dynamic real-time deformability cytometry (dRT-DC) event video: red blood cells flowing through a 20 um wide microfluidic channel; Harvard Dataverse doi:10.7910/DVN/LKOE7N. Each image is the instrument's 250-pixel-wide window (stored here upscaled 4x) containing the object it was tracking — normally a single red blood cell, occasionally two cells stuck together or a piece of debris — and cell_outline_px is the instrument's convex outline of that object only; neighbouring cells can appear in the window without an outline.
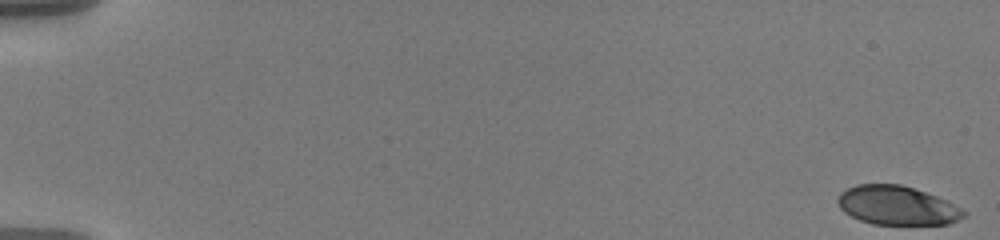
{"species": "human", "species_latin": "Homo sapiens", "temperature_condition": "warm", "stored_images_in_passage": 58, "camera_frame_rate_fps": 3000, "um_per_image_px": 0.085, "donor": {"sex": "male"}, "frame": {"image": 1, "passage_image": 1, "time_ms": 0.0, "image_size_px": [1000, 240], "cell_outline_px": [[968, 212], [964, 216], [948, 224], [872, 224], [860, 220], [844, 212], [840, 208], [836, 200], [840, 192], [856, 184], [900, 184], [936, 196]], "centroid_in_image_um": [76.2, 17.46], "position_along_channel_um": 8.8, "area_um2": 28.32}}
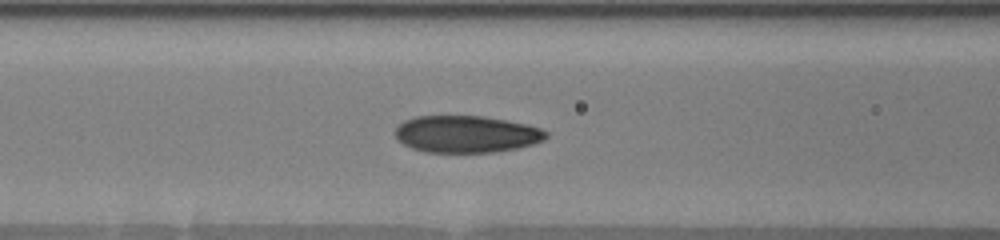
{"frame": {"image": 2, "passage_image": 26, "time_ms": 8.333, "image_size_px": [1000, 240], "cell_outline_px": [[548, 136], [544, 140], [532, 144], [516, 148], [496, 152], [424, 152], [412, 148], [396, 140], [392, 132], [396, 124], [404, 120], [416, 116], [484, 116], [508, 120], [528, 124], [540, 128], [548, 132]], "centroid_in_image_um": [39.59, 11.39], "position_along_channel_um": 127.0, "area_um2": 33.0}}
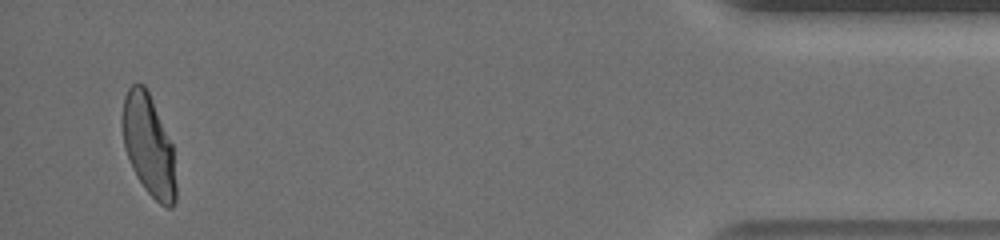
{"frame": {"image": 3, "passage_image": 56, "time_ms": 18.333, "image_size_px": [1000, 240], "cell_outline_px": [[176, 200], [172, 208], [168, 208], [160, 204], [148, 192], [136, 176], [132, 168], [124, 148], [120, 120], [120, 116], [124, 96], [128, 88], [132, 84], [144, 84], [148, 92], [172, 144], [176, 184]], "centroid_in_image_um": [12.6, 12.36], "position_along_channel_um": 422.6, "area_um2": 31.67}, "authors_computed_cell_mechanics": {"area_um2": 31.79, "velocity_mm_per_s": 3.5875, "shape_relaxation_time_tau1_ms": 5.4144, "shape_relaxation_time_tau2_ms": null, "deformation_change_tau1": 0.1857, "deformation_change_tau2": null}}